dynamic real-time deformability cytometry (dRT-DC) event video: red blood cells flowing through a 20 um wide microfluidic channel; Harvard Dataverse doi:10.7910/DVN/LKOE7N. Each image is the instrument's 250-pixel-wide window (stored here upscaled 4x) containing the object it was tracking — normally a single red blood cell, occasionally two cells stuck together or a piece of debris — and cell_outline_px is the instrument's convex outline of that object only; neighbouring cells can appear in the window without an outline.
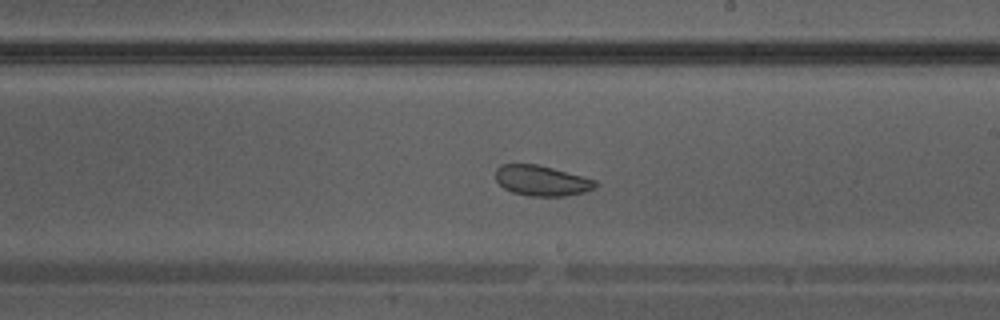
{"species": "Egyptian fruit bat (a non-hibernating species)", "species_latin": "Rousettus aegyptiacus", "temperature_condition": "warm", "stored_images_in_passage": 39, "camera_frame_rate_fps": 3000, "um_per_image_px": 0.085, "animal": {"sex": "male"}, "frame": {"image": 1, "passage_image": 23, "time_ms": 7.333, "image_size_px": [1000, 320], "cell_outline_px": [[596, 188], [584, 192], [564, 196], [528, 196], [512, 192], [504, 188], [496, 180], [496, 168], [500, 164], [536, 164], [552, 168], [596, 180]], "centroid_in_image_um": [46.02, 15.36], "position_along_channel_um": 243.0, "area_um2": 17.57}}